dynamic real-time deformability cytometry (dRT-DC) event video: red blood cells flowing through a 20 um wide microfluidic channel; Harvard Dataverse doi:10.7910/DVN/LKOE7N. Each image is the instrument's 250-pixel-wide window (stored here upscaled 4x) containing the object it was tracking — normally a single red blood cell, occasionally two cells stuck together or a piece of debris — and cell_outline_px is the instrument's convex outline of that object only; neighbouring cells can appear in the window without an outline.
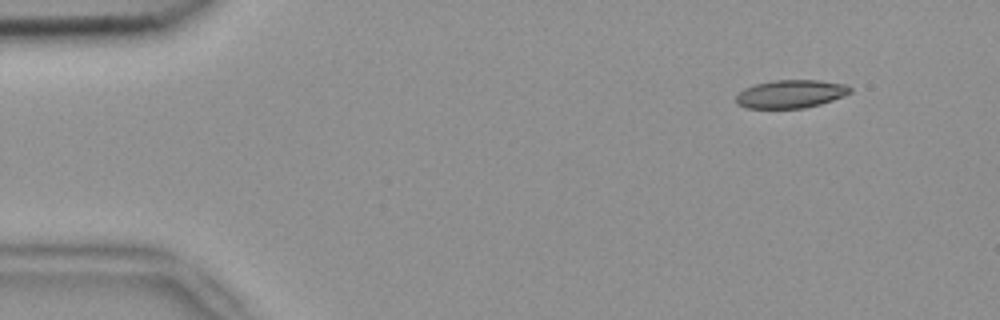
{"species": "common noctule bat (a hibernating species)", "species_latin": "Nyctalus noctula", "temperature_condition": "room temperature", "stored_images_in_passage": 4, "camera_frame_rate_fps": 3000, "um_per_image_px": 0.085, "animal": {"sex": "female", "body_mass_g": 18.4}, "frame": {"image": 1, "passage_image": 1, "time_ms": 0.0, "image_size_px": [1000, 320], "cell_outline_px": [[852, 92], [844, 96], [820, 104], [804, 108], [748, 108], [736, 104], [736, 96], [744, 88], [756, 84], [776, 80], [820, 80], [844, 84], [852, 88]], "centroid_in_image_um": [67.23, 7.98], "position_along_channel_um": 17.8, "area_um2": 18.67}}
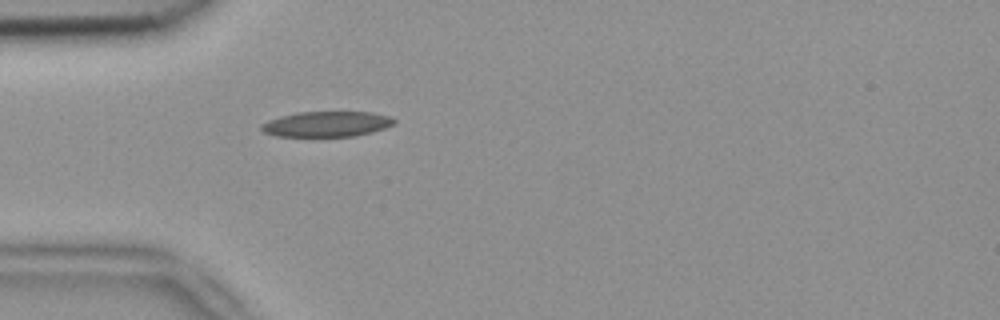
{"frame": {"image": 2, "passage_image": 4, "time_ms": 1.0, "image_size_px": [1000, 320], "cell_outline_px": [[396, 120], [392, 124], [384, 128], [372, 132], [356, 136], [276, 136], [264, 132], [260, 128], [260, 124], [268, 120], [280, 116], [296, 112], [372, 112], [392, 116]], "centroid_in_image_um": [27.76, 10.54], "position_along_channel_um": 57.2, "area_um2": 19.71}}